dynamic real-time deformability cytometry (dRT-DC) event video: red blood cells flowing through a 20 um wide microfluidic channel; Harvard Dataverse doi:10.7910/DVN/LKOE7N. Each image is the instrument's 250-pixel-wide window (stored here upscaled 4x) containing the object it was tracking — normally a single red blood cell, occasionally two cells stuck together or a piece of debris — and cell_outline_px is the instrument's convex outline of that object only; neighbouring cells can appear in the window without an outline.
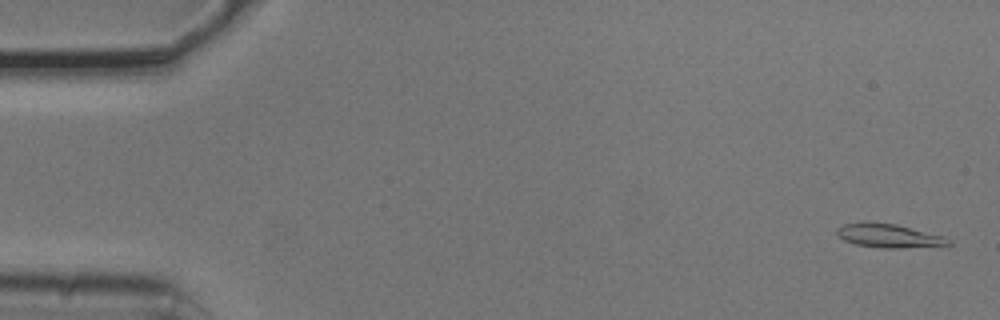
{"species": "common noctule bat (a hibernating species)", "species_latin": "Nyctalus noctula", "temperature_condition": "cold", "stored_images_in_passage": 4, "camera_frame_rate_fps": 3000, "um_per_image_px": 0.085, "animal": {"sex": "male", "body_mass_g": 20.5, "forearm_length_mm": 52.5}, "frame": {"image": 1, "passage_image": 1, "time_ms": 0.0, "image_size_px": [1000, 320], "cell_outline_px": [[952, 244], [900, 248], [880, 248], [856, 244], [844, 240], [836, 232], [836, 228], [844, 224], [864, 220], [896, 224], [944, 236], [952, 240]], "centroid_in_image_um": [75.51, 20.01], "position_along_channel_um": 9.5, "area_um2": 15.55}}
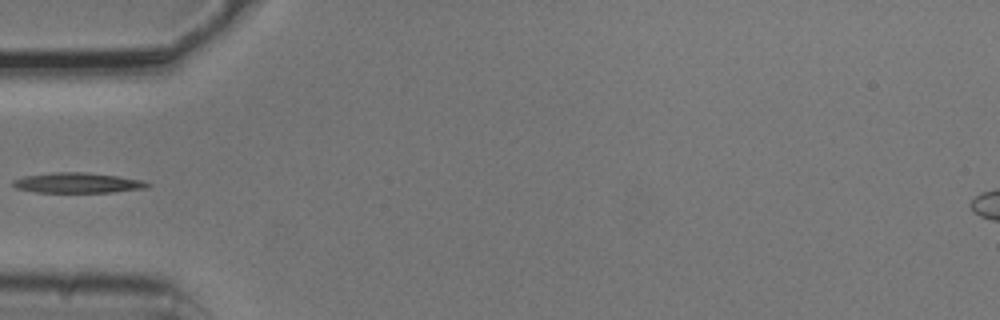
{"frame": {"image": 2, "passage_image": 4, "time_ms": 1.0, "image_size_px": [1000, 320], "cell_outline_px": [[152, 184], [148, 188], [112, 192], [36, 192], [16, 188], [12, 184], [12, 180], [24, 176], [52, 172], [88, 172], [120, 176], [144, 180]], "centroid_in_image_um": [6.64, 15.53], "position_along_channel_um": 78.4, "area_um2": 16.07}}